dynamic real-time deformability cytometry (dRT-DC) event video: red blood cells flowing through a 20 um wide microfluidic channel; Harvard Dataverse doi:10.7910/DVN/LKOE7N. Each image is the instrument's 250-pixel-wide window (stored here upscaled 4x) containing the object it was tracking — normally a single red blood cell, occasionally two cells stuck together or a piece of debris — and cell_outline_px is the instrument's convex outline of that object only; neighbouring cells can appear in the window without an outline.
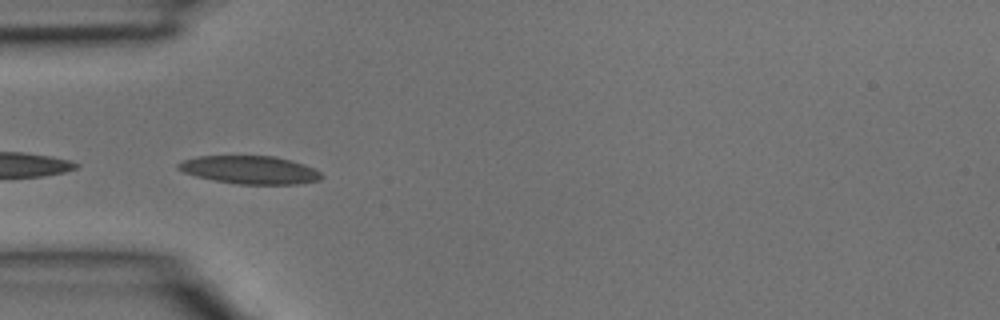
{"species": "common noctule bat (a hibernating species)", "species_latin": "Nyctalus noctula", "temperature_condition": "room temperature", "stored_images_in_passage": 23, "camera_frame_rate_fps": 3000, "um_per_image_px": 0.085, "animal": {"sex": "male", "body_mass_g": 15.6}, "frame": {"image": 1, "passage_image": 1, "time_ms": 0.0, "image_size_px": [1000, 320], "cell_outline_px": [[324, 176], [320, 180], [300, 184], [236, 184], [196, 176], [184, 172], [176, 168], [176, 164], [184, 160], [196, 156], [276, 156], [292, 160], [304, 164], [320, 172]], "centroid_in_image_um": [21.26, 14.44], "position_along_channel_um": 63.7, "area_um2": 23.47}}